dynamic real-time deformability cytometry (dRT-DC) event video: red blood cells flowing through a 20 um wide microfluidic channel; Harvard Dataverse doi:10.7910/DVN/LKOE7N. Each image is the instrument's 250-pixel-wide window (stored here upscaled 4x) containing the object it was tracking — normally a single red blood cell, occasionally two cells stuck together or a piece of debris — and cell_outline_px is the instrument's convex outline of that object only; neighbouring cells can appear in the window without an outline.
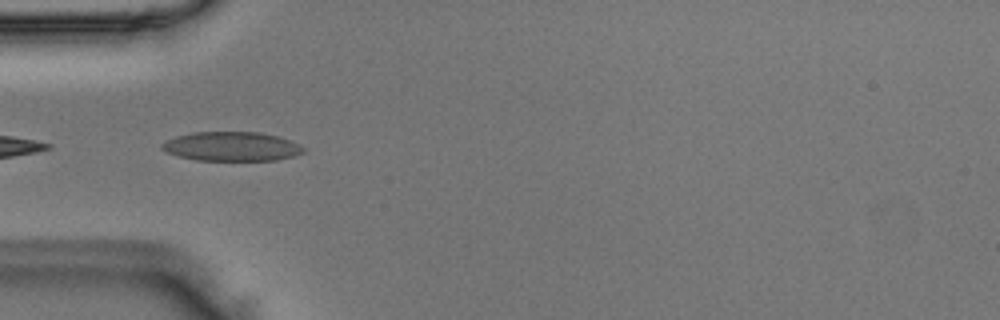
{"species": "Egyptian fruit bat (a non-hibernating species)", "species_latin": "Rousettus aegyptiacus", "temperature_condition": "room temperature", "stored_images_in_passage": 23, "camera_frame_rate_fps": 3000, "um_per_image_px": 0.085, "animal": {"sex": "male"}, "frame": {"image": 1, "passage_image": 1, "time_ms": 0.0, "image_size_px": [1000, 320], "cell_outline_px": [[304, 152], [292, 156], [276, 160], [196, 160], [180, 156], [168, 152], [160, 148], [160, 144], [176, 136], [196, 132], [260, 132], [280, 136], [300, 144], [304, 148]], "centroid_in_image_um": [19.72, 12.44], "position_along_channel_um": 65.3, "area_um2": 23.99}}